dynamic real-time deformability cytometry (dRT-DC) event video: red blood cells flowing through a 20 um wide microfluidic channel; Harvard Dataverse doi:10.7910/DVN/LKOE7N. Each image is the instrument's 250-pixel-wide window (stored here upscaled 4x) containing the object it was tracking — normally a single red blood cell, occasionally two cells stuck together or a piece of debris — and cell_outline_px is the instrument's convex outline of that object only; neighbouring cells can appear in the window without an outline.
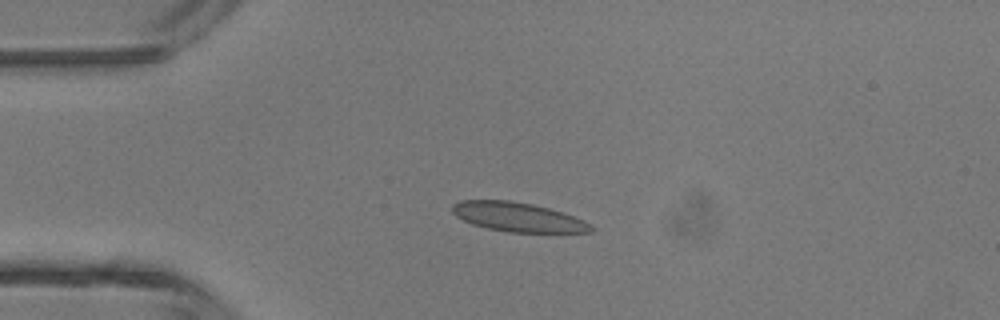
{"species": "common noctule bat (a hibernating species)", "species_latin": "Nyctalus noctula", "temperature_condition": "room temperature", "stored_images_in_passage": 5, "camera_frame_rate_fps": 3000, "um_per_image_px": 0.085, "animal": {"sex": "male", "body_mass_g": 13.3}, "frame": {"image": 1, "passage_image": 3, "time_ms": 0.667, "image_size_px": [1000, 320], "cell_outline_px": [[596, 228], [592, 232], [508, 232], [488, 228], [472, 224], [456, 216], [452, 212], [452, 204], [460, 200], [508, 200], [532, 204], [564, 212], [584, 220], [592, 224]], "centroid_in_image_um": [44.05, 18.45], "position_along_channel_um": 40.9, "area_um2": 23.7}}
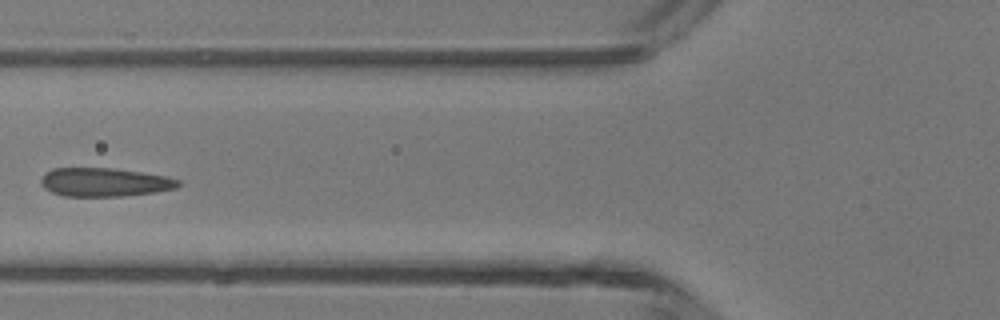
{"frame": {"image": 2, "passage_image": 5, "time_ms": 1.333, "image_size_px": [1000, 320], "cell_outline_px": [[180, 184], [176, 188], [156, 192], [120, 196], [64, 196], [52, 192], [44, 188], [40, 184], [40, 180], [44, 172], [52, 168], [112, 168], [140, 172], [164, 176], [180, 180]], "centroid_in_image_um": [8.83, 15.48], "position_along_channel_um": 117.0, "area_um2": 22.89}}